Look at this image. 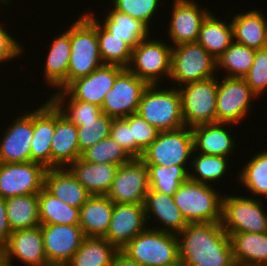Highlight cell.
<instances>
[{"label":"cell","instance_id":"cell-1","mask_svg":"<svg viewBox=\"0 0 267 266\" xmlns=\"http://www.w3.org/2000/svg\"><path fill=\"white\" fill-rule=\"evenodd\" d=\"M179 260L187 266H236L221 222L188 223L177 234Z\"/></svg>","mask_w":267,"mask_h":266},{"label":"cell","instance_id":"cell-2","mask_svg":"<svg viewBox=\"0 0 267 266\" xmlns=\"http://www.w3.org/2000/svg\"><path fill=\"white\" fill-rule=\"evenodd\" d=\"M71 55L67 72V86L77 78L88 76L104 65L97 39V18L84 13L70 27Z\"/></svg>","mask_w":267,"mask_h":266},{"label":"cell","instance_id":"cell-3","mask_svg":"<svg viewBox=\"0 0 267 266\" xmlns=\"http://www.w3.org/2000/svg\"><path fill=\"white\" fill-rule=\"evenodd\" d=\"M212 186L188 178L174 192V202L187 223L221 222L223 196Z\"/></svg>","mask_w":267,"mask_h":266},{"label":"cell","instance_id":"cell-4","mask_svg":"<svg viewBox=\"0 0 267 266\" xmlns=\"http://www.w3.org/2000/svg\"><path fill=\"white\" fill-rule=\"evenodd\" d=\"M158 86L148 85L143 91L137 113L159 131H172L184 127L178 88L157 89Z\"/></svg>","mask_w":267,"mask_h":266},{"label":"cell","instance_id":"cell-5","mask_svg":"<svg viewBox=\"0 0 267 266\" xmlns=\"http://www.w3.org/2000/svg\"><path fill=\"white\" fill-rule=\"evenodd\" d=\"M143 266H169L179 260L175 233L148 227L121 249Z\"/></svg>","mask_w":267,"mask_h":266},{"label":"cell","instance_id":"cell-6","mask_svg":"<svg viewBox=\"0 0 267 266\" xmlns=\"http://www.w3.org/2000/svg\"><path fill=\"white\" fill-rule=\"evenodd\" d=\"M217 61L198 42L172 46L170 79L177 87L215 76Z\"/></svg>","mask_w":267,"mask_h":266},{"label":"cell","instance_id":"cell-7","mask_svg":"<svg viewBox=\"0 0 267 266\" xmlns=\"http://www.w3.org/2000/svg\"><path fill=\"white\" fill-rule=\"evenodd\" d=\"M185 85L178 88L185 126L192 128L198 125L216 123L217 77L213 76Z\"/></svg>","mask_w":267,"mask_h":266},{"label":"cell","instance_id":"cell-8","mask_svg":"<svg viewBox=\"0 0 267 266\" xmlns=\"http://www.w3.org/2000/svg\"><path fill=\"white\" fill-rule=\"evenodd\" d=\"M191 128L184 126L172 131H159L157 138L144 150L141 160L145 165L183 166L194 156Z\"/></svg>","mask_w":267,"mask_h":266},{"label":"cell","instance_id":"cell-9","mask_svg":"<svg viewBox=\"0 0 267 266\" xmlns=\"http://www.w3.org/2000/svg\"><path fill=\"white\" fill-rule=\"evenodd\" d=\"M260 201L240 195L223 196L221 225L225 232H267V214Z\"/></svg>","mask_w":267,"mask_h":266},{"label":"cell","instance_id":"cell-10","mask_svg":"<svg viewBox=\"0 0 267 266\" xmlns=\"http://www.w3.org/2000/svg\"><path fill=\"white\" fill-rule=\"evenodd\" d=\"M171 51L172 46L165 44L164 41L151 40L150 37L141 40L132 49V58L127 69L148 85L159 84L162 75L170 77Z\"/></svg>","mask_w":267,"mask_h":266},{"label":"cell","instance_id":"cell-11","mask_svg":"<svg viewBox=\"0 0 267 266\" xmlns=\"http://www.w3.org/2000/svg\"><path fill=\"white\" fill-rule=\"evenodd\" d=\"M47 168L37 162L0 163V197L38 194L45 184Z\"/></svg>","mask_w":267,"mask_h":266},{"label":"cell","instance_id":"cell-12","mask_svg":"<svg viewBox=\"0 0 267 266\" xmlns=\"http://www.w3.org/2000/svg\"><path fill=\"white\" fill-rule=\"evenodd\" d=\"M149 189L147 166L140 158L132 159L119 165L106 196L113 203L144 204Z\"/></svg>","mask_w":267,"mask_h":266},{"label":"cell","instance_id":"cell-13","mask_svg":"<svg viewBox=\"0 0 267 266\" xmlns=\"http://www.w3.org/2000/svg\"><path fill=\"white\" fill-rule=\"evenodd\" d=\"M220 82L218 79L216 123L236 124L244 119L257 95L244 78L225 77Z\"/></svg>","mask_w":267,"mask_h":266},{"label":"cell","instance_id":"cell-14","mask_svg":"<svg viewBox=\"0 0 267 266\" xmlns=\"http://www.w3.org/2000/svg\"><path fill=\"white\" fill-rule=\"evenodd\" d=\"M148 84L125 68L115 79L101 105L102 112L113 118L137 113L143 91Z\"/></svg>","mask_w":267,"mask_h":266},{"label":"cell","instance_id":"cell-15","mask_svg":"<svg viewBox=\"0 0 267 266\" xmlns=\"http://www.w3.org/2000/svg\"><path fill=\"white\" fill-rule=\"evenodd\" d=\"M1 248L2 266H13L12 258L28 266L49 265L44 252L41 225L12 231L8 241Z\"/></svg>","mask_w":267,"mask_h":266},{"label":"cell","instance_id":"cell-16","mask_svg":"<svg viewBox=\"0 0 267 266\" xmlns=\"http://www.w3.org/2000/svg\"><path fill=\"white\" fill-rule=\"evenodd\" d=\"M41 230L49 264L66 265L85 238L79 225L41 224Z\"/></svg>","mask_w":267,"mask_h":266},{"label":"cell","instance_id":"cell-17","mask_svg":"<svg viewBox=\"0 0 267 266\" xmlns=\"http://www.w3.org/2000/svg\"><path fill=\"white\" fill-rule=\"evenodd\" d=\"M144 204L114 203L109 229L104 236L118 250L147 227Z\"/></svg>","mask_w":267,"mask_h":266},{"label":"cell","instance_id":"cell-18","mask_svg":"<svg viewBox=\"0 0 267 266\" xmlns=\"http://www.w3.org/2000/svg\"><path fill=\"white\" fill-rule=\"evenodd\" d=\"M209 13L205 7L201 9L195 0H174L168 28L173 46L197 42L201 24Z\"/></svg>","mask_w":267,"mask_h":266},{"label":"cell","instance_id":"cell-19","mask_svg":"<svg viewBox=\"0 0 267 266\" xmlns=\"http://www.w3.org/2000/svg\"><path fill=\"white\" fill-rule=\"evenodd\" d=\"M124 69L119 65L104 64L88 76L75 79L65 90L76 100L101 107L106 93L113 87L115 79Z\"/></svg>","mask_w":267,"mask_h":266},{"label":"cell","instance_id":"cell-20","mask_svg":"<svg viewBox=\"0 0 267 266\" xmlns=\"http://www.w3.org/2000/svg\"><path fill=\"white\" fill-rule=\"evenodd\" d=\"M16 120V121H15ZM5 129L0 141V163H25L31 161L33 138V111L15 118Z\"/></svg>","mask_w":267,"mask_h":266},{"label":"cell","instance_id":"cell-21","mask_svg":"<svg viewBox=\"0 0 267 266\" xmlns=\"http://www.w3.org/2000/svg\"><path fill=\"white\" fill-rule=\"evenodd\" d=\"M55 131V104L48 98L44 105L33 110L31 161L51 168V142Z\"/></svg>","mask_w":267,"mask_h":266},{"label":"cell","instance_id":"cell-22","mask_svg":"<svg viewBox=\"0 0 267 266\" xmlns=\"http://www.w3.org/2000/svg\"><path fill=\"white\" fill-rule=\"evenodd\" d=\"M78 127L55 105V131L51 142V168H62L81 157Z\"/></svg>","mask_w":267,"mask_h":266},{"label":"cell","instance_id":"cell-23","mask_svg":"<svg viewBox=\"0 0 267 266\" xmlns=\"http://www.w3.org/2000/svg\"><path fill=\"white\" fill-rule=\"evenodd\" d=\"M44 188L67 205L81 208L91 194L67 167L47 168Z\"/></svg>","mask_w":267,"mask_h":266},{"label":"cell","instance_id":"cell-24","mask_svg":"<svg viewBox=\"0 0 267 266\" xmlns=\"http://www.w3.org/2000/svg\"><path fill=\"white\" fill-rule=\"evenodd\" d=\"M144 209L146 221L151 220L152 216L163 225L162 228L155 227L153 229L177 234L188 225L175 204L173 195L149 189L144 202Z\"/></svg>","mask_w":267,"mask_h":266},{"label":"cell","instance_id":"cell-25","mask_svg":"<svg viewBox=\"0 0 267 266\" xmlns=\"http://www.w3.org/2000/svg\"><path fill=\"white\" fill-rule=\"evenodd\" d=\"M67 167L91 195H106L119 165L90 163L81 158Z\"/></svg>","mask_w":267,"mask_h":266},{"label":"cell","instance_id":"cell-26","mask_svg":"<svg viewBox=\"0 0 267 266\" xmlns=\"http://www.w3.org/2000/svg\"><path fill=\"white\" fill-rule=\"evenodd\" d=\"M229 123H210L192 127L194 152L229 157L235 140L226 128ZM199 152H196V150Z\"/></svg>","mask_w":267,"mask_h":266},{"label":"cell","instance_id":"cell-27","mask_svg":"<svg viewBox=\"0 0 267 266\" xmlns=\"http://www.w3.org/2000/svg\"><path fill=\"white\" fill-rule=\"evenodd\" d=\"M114 203L106 195H91L81 206L79 226L85 237H104L109 229Z\"/></svg>","mask_w":267,"mask_h":266},{"label":"cell","instance_id":"cell-28","mask_svg":"<svg viewBox=\"0 0 267 266\" xmlns=\"http://www.w3.org/2000/svg\"><path fill=\"white\" fill-rule=\"evenodd\" d=\"M233 41L258 50L267 47V18L259 10L236 14L231 21Z\"/></svg>","mask_w":267,"mask_h":266},{"label":"cell","instance_id":"cell-29","mask_svg":"<svg viewBox=\"0 0 267 266\" xmlns=\"http://www.w3.org/2000/svg\"><path fill=\"white\" fill-rule=\"evenodd\" d=\"M229 236L236 266H267V232H237Z\"/></svg>","mask_w":267,"mask_h":266},{"label":"cell","instance_id":"cell-30","mask_svg":"<svg viewBox=\"0 0 267 266\" xmlns=\"http://www.w3.org/2000/svg\"><path fill=\"white\" fill-rule=\"evenodd\" d=\"M44 69L47 83L57 90L67 87V72L71 55L70 28L50 44Z\"/></svg>","mask_w":267,"mask_h":266},{"label":"cell","instance_id":"cell-31","mask_svg":"<svg viewBox=\"0 0 267 266\" xmlns=\"http://www.w3.org/2000/svg\"><path fill=\"white\" fill-rule=\"evenodd\" d=\"M212 15L209 13L203 20L197 42L217 60L233 42V29L231 22L225 23Z\"/></svg>","mask_w":267,"mask_h":266},{"label":"cell","instance_id":"cell-32","mask_svg":"<svg viewBox=\"0 0 267 266\" xmlns=\"http://www.w3.org/2000/svg\"><path fill=\"white\" fill-rule=\"evenodd\" d=\"M117 251L104 237H85L66 266H112Z\"/></svg>","mask_w":267,"mask_h":266},{"label":"cell","instance_id":"cell-33","mask_svg":"<svg viewBox=\"0 0 267 266\" xmlns=\"http://www.w3.org/2000/svg\"><path fill=\"white\" fill-rule=\"evenodd\" d=\"M7 216L12 231L30 229L41 225L38 194H28L5 199Z\"/></svg>","mask_w":267,"mask_h":266},{"label":"cell","instance_id":"cell-34","mask_svg":"<svg viewBox=\"0 0 267 266\" xmlns=\"http://www.w3.org/2000/svg\"><path fill=\"white\" fill-rule=\"evenodd\" d=\"M102 24L108 32L122 38L132 49L150 34V29L144 23L115 9L110 10Z\"/></svg>","mask_w":267,"mask_h":266},{"label":"cell","instance_id":"cell-35","mask_svg":"<svg viewBox=\"0 0 267 266\" xmlns=\"http://www.w3.org/2000/svg\"><path fill=\"white\" fill-rule=\"evenodd\" d=\"M41 224L79 225L80 208L67 205L43 188L38 193Z\"/></svg>","mask_w":267,"mask_h":266},{"label":"cell","instance_id":"cell-36","mask_svg":"<svg viewBox=\"0 0 267 266\" xmlns=\"http://www.w3.org/2000/svg\"><path fill=\"white\" fill-rule=\"evenodd\" d=\"M99 53L104 64L127 68L132 58V48L116 35L108 32L97 20Z\"/></svg>","mask_w":267,"mask_h":266},{"label":"cell","instance_id":"cell-37","mask_svg":"<svg viewBox=\"0 0 267 266\" xmlns=\"http://www.w3.org/2000/svg\"><path fill=\"white\" fill-rule=\"evenodd\" d=\"M254 55V49L233 41L230 47L216 60V71L223 68L226 73L228 72L226 77L244 78L253 65Z\"/></svg>","mask_w":267,"mask_h":266},{"label":"cell","instance_id":"cell-38","mask_svg":"<svg viewBox=\"0 0 267 266\" xmlns=\"http://www.w3.org/2000/svg\"><path fill=\"white\" fill-rule=\"evenodd\" d=\"M69 98L65 108V100ZM61 111V113L77 127L81 121L97 119L103 114L101 107L89 102L74 99L65 89L58 90L49 98Z\"/></svg>","mask_w":267,"mask_h":266},{"label":"cell","instance_id":"cell-39","mask_svg":"<svg viewBox=\"0 0 267 266\" xmlns=\"http://www.w3.org/2000/svg\"><path fill=\"white\" fill-rule=\"evenodd\" d=\"M150 190L173 195L178 187L189 178V172L183 166L146 165Z\"/></svg>","mask_w":267,"mask_h":266},{"label":"cell","instance_id":"cell-40","mask_svg":"<svg viewBox=\"0 0 267 266\" xmlns=\"http://www.w3.org/2000/svg\"><path fill=\"white\" fill-rule=\"evenodd\" d=\"M239 173V181L252 195L267 196V149L250 158Z\"/></svg>","mask_w":267,"mask_h":266},{"label":"cell","instance_id":"cell-41","mask_svg":"<svg viewBox=\"0 0 267 266\" xmlns=\"http://www.w3.org/2000/svg\"><path fill=\"white\" fill-rule=\"evenodd\" d=\"M228 158L219 155L197 154L191 161L192 170L189 172V179L203 184H211V182L219 181L228 169ZM197 173V174H196ZM196 174V175H195ZM209 182V183H208Z\"/></svg>","mask_w":267,"mask_h":266},{"label":"cell","instance_id":"cell-42","mask_svg":"<svg viewBox=\"0 0 267 266\" xmlns=\"http://www.w3.org/2000/svg\"><path fill=\"white\" fill-rule=\"evenodd\" d=\"M80 158L90 163L115 165H122L132 160L127 152L110 136L83 151Z\"/></svg>","mask_w":267,"mask_h":266},{"label":"cell","instance_id":"cell-43","mask_svg":"<svg viewBox=\"0 0 267 266\" xmlns=\"http://www.w3.org/2000/svg\"><path fill=\"white\" fill-rule=\"evenodd\" d=\"M112 121L113 117L104 113L97 119L81 121L77 134L80 153L109 137Z\"/></svg>","mask_w":267,"mask_h":266},{"label":"cell","instance_id":"cell-44","mask_svg":"<svg viewBox=\"0 0 267 266\" xmlns=\"http://www.w3.org/2000/svg\"><path fill=\"white\" fill-rule=\"evenodd\" d=\"M159 3L160 0H113L110 8L127 14L149 27L153 15L158 10Z\"/></svg>","mask_w":267,"mask_h":266},{"label":"cell","instance_id":"cell-45","mask_svg":"<svg viewBox=\"0 0 267 266\" xmlns=\"http://www.w3.org/2000/svg\"><path fill=\"white\" fill-rule=\"evenodd\" d=\"M244 79L258 97L267 89V47L255 50L253 65Z\"/></svg>","mask_w":267,"mask_h":266},{"label":"cell","instance_id":"cell-46","mask_svg":"<svg viewBox=\"0 0 267 266\" xmlns=\"http://www.w3.org/2000/svg\"><path fill=\"white\" fill-rule=\"evenodd\" d=\"M110 137L115 140L132 159H139L143 150L132 139L131 128L124 118H113Z\"/></svg>","mask_w":267,"mask_h":266},{"label":"cell","instance_id":"cell-47","mask_svg":"<svg viewBox=\"0 0 267 266\" xmlns=\"http://www.w3.org/2000/svg\"><path fill=\"white\" fill-rule=\"evenodd\" d=\"M124 119L131 128L132 139L143 151L157 138L159 130L145 121L138 113L131 114Z\"/></svg>","mask_w":267,"mask_h":266},{"label":"cell","instance_id":"cell-48","mask_svg":"<svg viewBox=\"0 0 267 266\" xmlns=\"http://www.w3.org/2000/svg\"><path fill=\"white\" fill-rule=\"evenodd\" d=\"M0 24V63L17 58L22 53V45Z\"/></svg>","mask_w":267,"mask_h":266},{"label":"cell","instance_id":"cell-49","mask_svg":"<svg viewBox=\"0 0 267 266\" xmlns=\"http://www.w3.org/2000/svg\"><path fill=\"white\" fill-rule=\"evenodd\" d=\"M11 233L5 199L0 197V247L8 241Z\"/></svg>","mask_w":267,"mask_h":266},{"label":"cell","instance_id":"cell-50","mask_svg":"<svg viewBox=\"0 0 267 266\" xmlns=\"http://www.w3.org/2000/svg\"><path fill=\"white\" fill-rule=\"evenodd\" d=\"M112 266H143L134 259L130 258L122 250H118L114 255Z\"/></svg>","mask_w":267,"mask_h":266},{"label":"cell","instance_id":"cell-51","mask_svg":"<svg viewBox=\"0 0 267 266\" xmlns=\"http://www.w3.org/2000/svg\"><path fill=\"white\" fill-rule=\"evenodd\" d=\"M169 266H187V265L182 260H178L177 262Z\"/></svg>","mask_w":267,"mask_h":266},{"label":"cell","instance_id":"cell-52","mask_svg":"<svg viewBox=\"0 0 267 266\" xmlns=\"http://www.w3.org/2000/svg\"><path fill=\"white\" fill-rule=\"evenodd\" d=\"M0 266H2V248L0 247Z\"/></svg>","mask_w":267,"mask_h":266},{"label":"cell","instance_id":"cell-53","mask_svg":"<svg viewBox=\"0 0 267 266\" xmlns=\"http://www.w3.org/2000/svg\"><path fill=\"white\" fill-rule=\"evenodd\" d=\"M47 266H66V265L49 264Z\"/></svg>","mask_w":267,"mask_h":266}]
</instances>
